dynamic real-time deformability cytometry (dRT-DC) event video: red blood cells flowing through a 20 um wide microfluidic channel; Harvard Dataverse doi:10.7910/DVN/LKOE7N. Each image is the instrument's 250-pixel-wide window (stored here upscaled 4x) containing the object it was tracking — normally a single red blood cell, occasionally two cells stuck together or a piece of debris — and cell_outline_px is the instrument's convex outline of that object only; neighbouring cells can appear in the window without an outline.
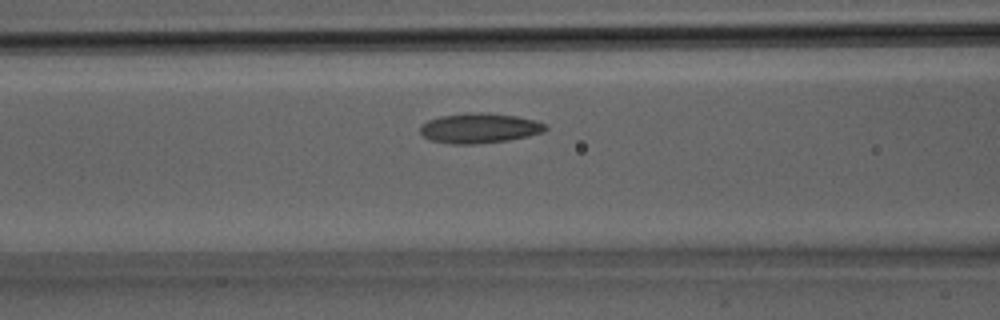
{"species": "Egyptian fruit bat (a non-hibernating species)", "species_latin": "Rousettus aegyptiacus", "temperature_condition": "room temperature", "stored_images_in_passage": 28, "camera_frame_rate_fps": 3000, "um_per_image_px": 0.085, "animal": {"sex": "male"}, "frame": {"image": 1, "passage_image": 10, "time_ms": 3.0, "image_size_px": [1000, 320], "cell_outline_px": [[548, 128], [544, 132], [528, 136], [508, 140], [476, 144], [448, 144], [428, 140], [420, 132], [420, 128], [428, 120], [440, 116], [464, 112], [488, 112], [516, 116], [536, 120], [544, 124]], "centroid_in_image_um": [40.74, 10.89], "position_along_channel_um": 125.9, "area_um2": 22.14}}
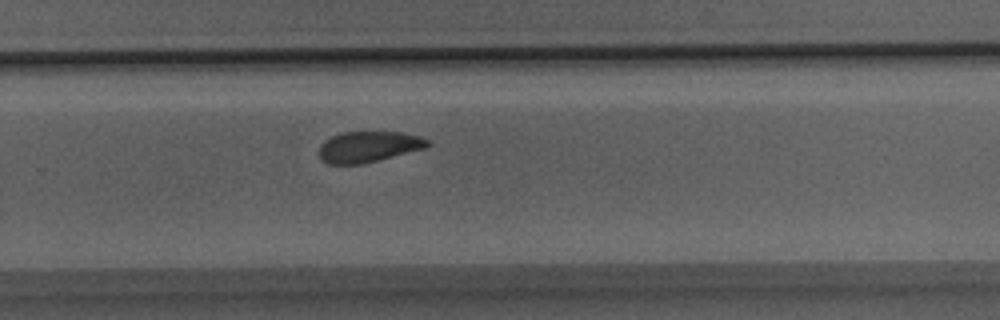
{"frame": {"image": 2, "passage_image": 18, "time_ms": 5.667, "image_size_px": [1000, 320], "cell_outline_px": [[432, 144], [424, 148], [360, 164], [328, 164], [320, 156], [320, 144], [324, 140], [340, 132], [404, 132], [420, 136], [428, 140]], "centroid_in_image_um": [31.32, 12.45], "position_along_channel_um": 298.5, "area_um2": 19.31}}
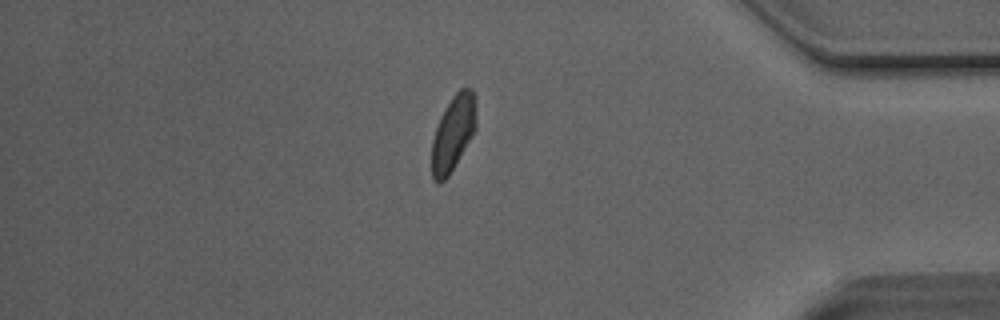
{"frame": {"image": 3, "passage_image": 24, "time_ms": 7.667, "image_size_px": [1000, 320], "cell_outline_px": [[476, 128], [472, 136], [448, 176], [440, 184], [436, 184], [432, 180], [432, 140], [440, 116], [444, 108], [452, 96], [460, 88], [472, 88], [476, 100]], "centroid_in_image_um": [38.51, 11.3], "position_along_channel_um": 396.7, "area_um2": 19.65}}